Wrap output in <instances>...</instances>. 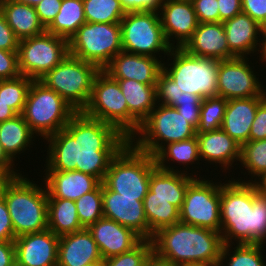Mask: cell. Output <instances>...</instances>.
I'll list each match as a JSON object with an SVG mask.
<instances>
[{
  "instance_id": "1",
  "label": "cell",
  "mask_w": 266,
  "mask_h": 266,
  "mask_svg": "<svg viewBox=\"0 0 266 266\" xmlns=\"http://www.w3.org/2000/svg\"><path fill=\"white\" fill-rule=\"evenodd\" d=\"M44 171H79L101 183L110 162L129 141L113 125L77 112L64 129L45 139Z\"/></svg>"
},
{
  "instance_id": "2",
  "label": "cell",
  "mask_w": 266,
  "mask_h": 266,
  "mask_svg": "<svg viewBox=\"0 0 266 266\" xmlns=\"http://www.w3.org/2000/svg\"><path fill=\"white\" fill-rule=\"evenodd\" d=\"M220 218L224 244H266V195L254 183L220 180Z\"/></svg>"
},
{
  "instance_id": "3",
  "label": "cell",
  "mask_w": 266,
  "mask_h": 266,
  "mask_svg": "<svg viewBox=\"0 0 266 266\" xmlns=\"http://www.w3.org/2000/svg\"><path fill=\"white\" fill-rule=\"evenodd\" d=\"M151 241L158 256L177 265L218 266L224 245L220 232L181 222L158 230Z\"/></svg>"
},
{
  "instance_id": "4",
  "label": "cell",
  "mask_w": 266,
  "mask_h": 266,
  "mask_svg": "<svg viewBox=\"0 0 266 266\" xmlns=\"http://www.w3.org/2000/svg\"><path fill=\"white\" fill-rule=\"evenodd\" d=\"M35 182L21 174L8 177L1 186L15 238L48 229V192L45 184Z\"/></svg>"
},
{
  "instance_id": "5",
  "label": "cell",
  "mask_w": 266,
  "mask_h": 266,
  "mask_svg": "<svg viewBox=\"0 0 266 266\" xmlns=\"http://www.w3.org/2000/svg\"><path fill=\"white\" fill-rule=\"evenodd\" d=\"M156 167L155 157L128 141L111 160L102 183L122 197H138L143 201Z\"/></svg>"
},
{
  "instance_id": "6",
  "label": "cell",
  "mask_w": 266,
  "mask_h": 266,
  "mask_svg": "<svg viewBox=\"0 0 266 266\" xmlns=\"http://www.w3.org/2000/svg\"><path fill=\"white\" fill-rule=\"evenodd\" d=\"M77 112L54 90L33 80L22 111L31 131L42 140L64 129Z\"/></svg>"
},
{
  "instance_id": "7",
  "label": "cell",
  "mask_w": 266,
  "mask_h": 266,
  "mask_svg": "<svg viewBox=\"0 0 266 266\" xmlns=\"http://www.w3.org/2000/svg\"><path fill=\"white\" fill-rule=\"evenodd\" d=\"M186 119L176 108L157 104L129 141L154 157L167 144L196 136Z\"/></svg>"
},
{
  "instance_id": "8",
  "label": "cell",
  "mask_w": 266,
  "mask_h": 266,
  "mask_svg": "<svg viewBox=\"0 0 266 266\" xmlns=\"http://www.w3.org/2000/svg\"><path fill=\"white\" fill-rule=\"evenodd\" d=\"M100 71L96 65L68 54L39 81L59 94L76 112H83L90 101L94 79Z\"/></svg>"
},
{
  "instance_id": "9",
  "label": "cell",
  "mask_w": 266,
  "mask_h": 266,
  "mask_svg": "<svg viewBox=\"0 0 266 266\" xmlns=\"http://www.w3.org/2000/svg\"><path fill=\"white\" fill-rule=\"evenodd\" d=\"M167 57L163 71L176 82L179 90L201 99L217 96L219 60L192 56L176 47L170 49Z\"/></svg>"
},
{
  "instance_id": "10",
  "label": "cell",
  "mask_w": 266,
  "mask_h": 266,
  "mask_svg": "<svg viewBox=\"0 0 266 266\" xmlns=\"http://www.w3.org/2000/svg\"><path fill=\"white\" fill-rule=\"evenodd\" d=\"M69 54L103 70L123 51L120 23H84L69 39Z\"/></svg>"
},
{
  "instance_id": "11",
  "label": "cell",
  "mask_w": 266,
  "mask_h": 266,
  "mask_svg": "<svg viewBox=\"0 0 266 266\" xmlns=\"http://www.w3.org/2000/svg\"><path fill=\"white\" fill-rule=\"evenodd\" d=\"M120 25L123 51L161 59L163 53L166 59L172 47L165 39L158 11L126 12Z\"/></svg>"
},
{
  "instance_id": "12",
  "label": "cell",
  "mask_w": 266,
  "mask_h": 266,
  "mask_svg": "<svg viewBox=\"0 0 266 266\" xmlns=\"http://www.w3.org/2000/svg\"><path fill=\"white\" fill-rule=\"evenodd\" d=\"M202 177L199 175L186 189L180 222L220 232V181Z\"/></svg>"
},
{
  "instance_id": "13",
  "label": "cell",
  "mask_w": 266,
  "mask_h": 266,
  "mask_svg": "<svg viewBox=\"0 0 266 266\" xmlns=\"http://www.w3.org/2000/svg\"><path fill=\"white\" fill-rule=\"evenodd\" d=\"M69 54L68 40L47 31L19 40L18 62L21 75L39 80Z\"/></svg>"
},
{
  "instance_id": "14",
  "label": "cell",
  "mask_w": 266,
  "mask_h": 266,
  "mask_svg": "<svg viewBox=\"0 0 266 266\" xmlns=\"http://www.w3.org/2000/svg\"><path fill=\"white\" fill-rule=\"evenodd\" d=\"M83 113L113 125L128 139V105L117 80L101 70L93 82L92 94Z\"/></svg>"
},
{
  "instance_id": "15",
  "label": "cell",
  "mask_w": 266,
  "mask_h": 266,
  "mask_svg": "<svg viewBox=\"0 0 266 266\" xmlns=\"http://www.w3.org/2000/svg\"><path fill=\"white\" fill-rule=\"evenodd\" d=\"M252 64L248 57L221 60L217 73V96L226 100L266 96V85H263V80L261 83Z\"/></svg>"
},
{
  "instance_id": "16",
  "label": "cell",
  "mask_w": 266,
  "mask_h": 266,
  "mask_svg": "<svg viewBox=\"0 0 266 266\" xmlns=\"http://www.w3.org/2000/svg\"><path fill=\"white\" fill-rule=\"evenodd\" d=\"M103 216L132 229L142 239L151 240L153 233L148 227L143 201L138 197H122L102 183Z\"/></svg>"
},
{
  "instance_id": "17",
  "label": "cell",
  "mask_w": 266,
  "mask_h": 266,
  "mask_svg": "<svg viewBox=\"0 0 266 266\" xmlns=\"http://www.w3.org/2000/svg\"><path fill=\"white\" fill-rule=\"evenodd\" d=\"M158 12L167 43L172 48H182L199 24L192 1L163 0Z\"/></svg>"
},
{
  "instance_id": "18",
  "label": "cell",
  "mask_w": 266,
  "mask_h": 266,
  "mask_svg": "<svg viewBox=\"0 0 266 266\" xmlns=\"http://www.w3.org/2000/svg\"><path fill=\"white\" fill-rule=\"evenodd\" d=\"M16 266H57L59 236L50 229L15 238Z\"/></svg>"
},
{
  "instance_id": "19",
  "label": "cell",
  "mask_w": 266,
  "mask_h": 266,
  "mask_svg": "<svg viewBox=\"0 0 266 266\" xmlns=\"http://www.w3.org/2000/svg\"><path fill=\"white\" fill-rule=\"evenodd\" d=\"M163 61L161 58L121 51L111 59L103 71L113 79H130L156 85L163 70Z\"/></svg>"
},
{
  "instance_id": "20",
  "label": "cell",
  "mask_w": 266,
  "mask_h": 266,
  "mask_svg": "<svg viewBox=\"0 0 266 266\" xmlns=\"http://www.w3.org/2000/svg\"><path fill=\"white\" fill-rule=\"evenodd\" d=\"M201 161L210 165L220 166V171L232 172L234 164L240 163L241 145L231 138L224 130L218 129L206 133H196ZM235 162V163H234ZM217 164V165H216Z\"/></svg>"
},
{
  "instance_id": "21",
  "label": "cell",
  "mask_w": 266,
  "mask_h": 266,
  "mask_svg": "<svg viewBox=\"0 0 266 266\" xmlns=\"http://www.w3.org/2000/svg\"><path fill=\"white\" fill-rule=\"evenodd\" d=\"M223 25L229 50L236 57H251L261 53L263 27L250 16L241 12L223 22Z\"/></svg>"
},
{
  "instance_id": "22",
  "label": "cell",
  "mask_w": 266,
  "mask_h": 266,
  "mask_svg": "<svg viewBox=\"0 0 266 266\" xmlns=\"http://www.w3.org/2000/svg\"><path fill=\"white\" fill-rule=\"evenodd\" d=\"M87 229L97 243L102 259L130 251L142 240L132 229L104 217Z\"/></svg>"
},
{
  "instance_id": "23",
  "label": "cell",
  "mask_w": 266,
  "mask_h": 266,
  "mask_svg": "<svg viewBox=\"0 0 266 266\" xmlns=\"http://www.w3.org/2000/svg\"><path fill=\"white\" fill-rule=\"evenodd\" d=\"M182 48L192 56L206 59L221 61L236 57L229 50L222 22L199 23Z\"/></svg>"
},
{
  "instance_id": "24",
  "label": "cell",
  "mask_w": 266,
  "mask_h": 266,
  "mask_svg": "<svg viewBox=\"0 0 266 266\" xmlns=\"http://www.w3.org/2000/svg\"><path fill=\"white\" fill-rule=\"evenodd\" d=\"M114 80L118 81L128 105V140H130L157 105L156 85H147L130 79Z\"/></svg>"
},
{
  "instance_id": "25",
  "label": "cell",
  "mask_w": 266,
  "mask_h": 266,
  "mask_svg": "<svg viewBox=\"0 0 266 266\" xmlns=\"http://www.w3.org/2000/svg\"><path fill=\"white\" fill-rule=\"evenodd\" d=\"M48 198L75 201L85 193L93 191L101 182L94 176L79 171H41ZM45 182V183H44Z\"/></svg>"
},
{
  "instance_id": "26",
  "label": "cell",
  "mask_w": 266,
  "mask_h": 266,
  "mask_svg": "<svg viewBox=\"0 0 266 266\" xmlns=\"http://www.w3.org/2000/svg\"><path fill=\"white\" fill-rule=\"evenodd\" d=\"M265 99L266 96H256L228 100L221 129L241 146L248 142L257 108Z\"/></svg>"
},
{
  "instance_id": "27",
  "label": "cell",
  "mask_w": 266,
  "mask_h": 266,
  "mask_svg": "<svg viewBox=\"0 0 266 266\" xmlns=\"http://www.w3.org/2000/svg\"><path fill=\"white\" fill-rule=\"evenodd\" d=\"M102 260L88 229L59 236L57 266H85Z\"/></svg>"
},
{
  "instance_id": "28",
  "label": "cell",
  "mask_w": 266,
  "mask_h": 266,
  "mask_svg": "<svg viewBox=\"0 0 266 266\" xmlns=\"http://www.w3.org/2000/svg\"><path fill=\"white\" fill-rule=\"evenodd\" d=\"M154 157L156 165L159 169L169 172H182L196 178L198 177V174H196L195 172L194 174L193 172L189 173L190 171H187L190 169L189 165L196 163L197 165L202 164L200 163L201 158L199 154L198 139L196 136L187 140L169 143L164 146ZM170 162L174 164H176L177 162L179 165L178 167L183 165L185 168H182L183 170L181 171L179 170L181 168H176L175 165L170 164ZM170 165H172L173 167Z\"/></svg>"
},
{
  "instance_id": "29",
  "label": "cell",
  "mask_w": 266,
  "mask_h": 266,
  "mask_svg": "<svg viewBox=\"0 0 266 266\" xmlns=\"http://www.w3.org/2000/svg\"><path fill=\"white\" fill-rule=\"evenodd\" d=\"M195 178L182 172H169L156 167L151 172L149 189L152 197L167 199L180 210L186 189Z\"/></svg>"
},
{
  "instance_id": "30",
  "label": "cell",
  "mask_w": 266,
  "mask_h": 266,
  "mask_svg": "<svg viewBox=\"0 0 266 266\" xmlns=\"http://www.w3.org/2000/svg\"><path fill=\"white\" fill-rule=\"evenodd\" d=\"M2 13L19 40L40 35L46 31L35 7L16 0H4Z\"/></svg>"
},
{
  "instance_id": "31",
  "label": "cell",
  "mask_w": 266,
  "mask_h": 266,
  "mask_svg": "<svg viewBox=\"0 0 266 266\" xmlns=\"http://www.w3.org/2000/svg\"><path fill=\"white\" fill-rule=\"evenodd\" d=\"M36 136L21 114L10 120L0 122V144L13 162L17 161L16 158L24 151L31 150L30 147L35 144L33 141L36 140Z\"/></svg>"
},
{
  "instance_id": "32",
  "label": "cell",
  "mask_w": 266,
  "mask_h": 266,
  "mask_svg": "<svg viewBox=\"0 0 266 266\" xmlns=\"http://www.w3.org/2000/svg\"><path fill=\"white\" fill-rule=\"evenodd\" d=\"M48 229L57 236L84 229L78 218L75 201L48 198Z\"/></svg>"
},
{
  "instance_id": "33",
  "label": "cell",
  "mask_w": 266,
  "mask_h": 266,
  "mask_svg": "<svg viewBox=\"0 0 266 266\" xmlns=\"http://www.w3.org/2000/svg\"><path fill=\"white\" fill-rule=\"evenodd\" d=\"M84 23L83 0H62L58 14L46 31L69 41Z\"/></svg>"
},
{
  "instance_id": "34",
  "label": "cell",
  "mask_w": 266,
  "mask_h": 266,
  "mask_svg": "<svg viewBox=\"0 0 266 266\" xmlns=\"http://www.w3.org/2000/svg\"><path fill=\"white\" fill-rule=\"evenodd\" d=\"M148 227L155 234L158 230L180 222V210L162 197H152L149 189L143 200Z\"/></svg>"
},
{
  "instance_id": "35",
  "label": "cell",
  "mask_w": 266,
  "mask_h": 266,
  "mask_svg": "<svg viewBox=\"0 0 266 266\" xmlns=\"http://www.w3.org/2000/svg\"><path fill=\"white\" fill-rule=\"evenodd\" d=\"M264 248V244H224L218 266H265Z\"/></svg>"
},
{
  "instance_id": "36",
  "label": "cell",
  "mask_w": 266,
  "mask_h": 266,
  "mask_svg": "<svg viewBox=\"0 0 266 266\" xmlns=\"http://www.w3.org/2000/svg\"><path fill=\"white\" fill-rule=\"evenodd\" d=\"M244 170L241 174L249 175V179L246 177L244 180L240 177L237 180L241 182L254 183L259 177L266 172V139L248 141L241 146V159L240 163ZM244 172V173H243ZM247 172V173H246ZM254 178V179H253Z\"/></svg>"
},
{
  "instance_id": "37",
  "label": "cell",
  "mask_w": 266,
  "mask_h": 266,
  "mask_svg": "<svg viewBox=\"0 0 266 266\" xmlns=\"http://www.w3.org/2000/svg\"><path fill=\"white\" fill-rule=\"evenodd\" d=\"M88 23H120L126 11L120 0H83Z\"/></svg>"
},
{
  "instance_id": "38",
  "label": "cell",
  "mask_w": 266,
  "mask_h": 266,
  "mask_svg": "<svg viewBox=\"0 0 266 266\" xmlns=\"http://www.w3.org/2000/svg\"><path fill=\"white\" fill-rule=\"evenodd\" d=\"M33 79L20 75L13 79L0 80V95L17 114H22L26 97Z\"/></svg>"
},
{
  "instance_id": "39",
  "label": "cell",
  "mask_w": 266,
  "mask_h": 266,
  "mask_svg": "<svg viewBox=\"0 0 266 266\" xmlns=\"http://www.w3.org/2000/svg\"><path fill=\"white\" fill-rule=\"evenodd\" d=\"M228 100L214 96L202 99L200 121L196 133H206L221 129Z\"/></svg>"
},
{
  "instance_id": "40",
  "label": "cell",
  "mask_w": 266,
  "mask_h": 266,
  "mask_svg": "<svg viewBox=\"0 0 266 266\" xmlns=\"http://www.w3.org/2000/svg\"><path fill=\"white\" fill-rule=\"evenodd\" d=\"M78 218L83 228H88L103 218L102 183L93 191L85 193L75 200Z\"/></svg>"
},
{
  "instance_id": "41",
  "label": "cell",
  "mask_w": 266,
  "mask_h": 266,
  "mask_svg": "<svg viewBox=\"0 0 266 266\" xmlns=\"http://www.w3.org/2000/svg\"><path fill=\"white\" fill-rule=\"evenodd\" d=\"M152 251V241L142 239L130 251L104 259L105 266H144L147 257Z\"/></svg>"
},
{
  "instance_id": "42",
  "label": "cell",
  "mask_w": 266,
  "mask_h": 266,
  "mask_svg": "<svg viewBox=\"0 0 266 266\" xmlns=\"http://www.w3.org/2000/svg\"><path fill=\"white\" fill-rule=\"evenodd\" d=\"M182 93L176 82L162 70L156 83L157 104L177 108V100Z\"/></svg>"
},
{
  "instance_id": "43",
  "label": "cell",
  "mask_w": 266,
  "mask_h": 266,
  "mask_svg": "<svg viewBox=\"0 0 266 266\" xmlns=\"http://www.w3.org/2000/svg\"><path fill=\"white\" fill-rule=\"evenodd\" d=\"M202 99L199 96L183 92L177 100V110L196 129L200 121Z\"/></svg>"
},
{
  "instance_id": "44",
  "label": "cell",
  "mask_w": 266,
  "mask_h": 266,
  "mask_svg": "<svg viewBox=\"0 0 266 266\" xmlns=\"http://www.w3.org/2000/svg\"><path fill=\"white\" fill-rule=\"evenodd\" d=\"M198 23L220 22L218 0H191Z\"/></svg>"
},
{
  "instance_id": "45",
  "label": "cell",
  "mask_w": 266,
  "mask_h": 266,
  "mask_svg": "<svg viewBox=\"0 0 266 266\" xmlns=\"http://www.w3.org/2000/svg\"><path fill=\"white\" fill-rule=\"evenodd\" d=\"M20 75L18 51L0 49V80L13 79Z\"/></svg>"
},
{
  "instance_id": "46",
  "label": "cell",
  "mask_w": 266,
  "mask_h": 266,
  "mask_svg": "<svg viewBox=\"0 0 266 266\" xmlns=\"http://www.w3.org/2000/svg\"><path fill=\"white\" fill-rule=\"evenodd\" d=\"M62 0H42L36 6L40 22L47 28L55 19L61 7Z\"/></svg>"
},
{
  "instance_id": "47",
  "label": "cell",
  "mask_w": 266,
  "mask_h": 266,
  "mask_svg": "<svg viewBox=\"0 0 266 266\" xmlns=\"http://www.w3.org/2000/svg\"><path fill=\"white\" fill-rule=\"evenodd\" d=\"M242 12L258 22L262 27L266 26V0H241Z\"/></svg>"
},
{
  "instance_id": "48",
  "label": "cell",
  "mask_w": 266,
  "mask_h": 266,
  "mask_svg": "<svg viewBox=\"0 0 266 266\" xmlns=\"http://www.w3.org/2000/svg\"><path fill=\"white\" fill-rule=\"evenodd\" d=\"M263 139H266V99L257 108L249 134V141Z\"/></svg>"
},
{
  "instance_id": "49",
  "label": "cell",
  "mask_w": 266,
  "mask_h": 266,
  "mask_svg": "<svg viewBox=\"0 0 266 266\" xmlns=\"http://www.w3.org/2000/svg\"><path fill=\"white\" fill-rule=\"evenodd\" d=\"M19 39L7 24L5 17L0 12V49L6 51H18Z\"/></svg>"
},
{
  "instance_id": "50",
  "label": "cell",
  "mask_w": 266,
  "mask_h": 266,
  "mask_svg": "<svg viewBox=\"0 0 266 266\" xmlns=\"http://www.w3.org/2000/svg\"><path fill=\"white\" fill-rule=\"evenodd\" d=\"M14 228L7 204L0 195V241L14 242Z\"/></svg>"
},
{
  "instance_id": "51",
  "label": "cell",
  "mask_w": 266,
  "mask_h": 266,
  "mask_svg": "<svg viewBox=\"0 0 266 266\" xmlns=\"http://www.w3.org/2000/svg\"><path fill=\"white\" fill-rule=\"evenodd\" d=\"M126 12L159 11L163 0H120Z\"/></svg>"
},
{
  "instance_id": "52",
  "label": "cell",
  "mask_w": 266,
  "mask_h": 266,
  "mask_svg": "<svg viewBox=\"0 0 266 266\" xmlns=\"http://www.w3.org/2000/svg\"><path fill=\"white\" fill-rule=\"evenodd\" d=\"M220 22H225L242 12L241 0H218Z\"/></svg>"
},
{
  "instance_id": "53",
  "label": "cell",
  "mask_w": 266,
  "mask_h": 266,
  "mask_svg": "<svg viewBox=\"0 0 266 266\" xmlns=\"http://www.w3.org/2000/svg\"><path fill=\"white\" fill-rule=\"evenodd\" d=\"M15 264L14 242L0 241V266H14Z\"/></svg>"
},
{
  "instance_id": "54",
  "label": "cell",
  "mask_w": 266,
  "mask_h": 266,
  "mask_svg": "<svg viewBox=\"0 0 266 266\" xmlns=\"http://www.w3.org/2000/svg\"><path fill=\"white\" fill-rule=\"evenodd\" d=\"M15 162H13L3 151L0 144V170L4 172L8 177H16L21 175V171L14 168ZM20 171V172H19Z\"/></svg>"
},
{
  "instance_id": "55",
  "label": "cell",
  "mask_w": 266,
  "mask_h": 266,
  "mask_svg": "<svg viewBox=\"0 0 266 266\" xmlns=\"http://www.w3.org/2000/svg\"><path fill=\"white\" fill-rule=\"evenodd\" d=\"M144 266H178L170 260L158 256L154 251L147 257Z\"/></svg>"
},
{
  "instance_id": "56",
  "label": "cell",
  "mask_w": 266,
  "mask_h": 266,
  "mask_svg": "<svg viewBox=\"0 0 266 266\" xmlns=\"http://www.w3.org/2000/svg\"><path fill=\"white\" fill-rule=\"evenodd\" d=\"M17 114L8 106V104L1 98L0 95V122L10 120Z\"/></svg>"
},
{
  "instance_id": "57",
  "label": "cell",
  "mask_w": 266,
  "mask_h": 266,
  "mask_svg": "<svg viewBox=\"0 0 266 266\" xmlns=\"http://www.w3.org/2000/svg\"><path fill=\"white\" fill-rule=\"evenodd\" d=\"M254 184L256 185L258 191L264 195H266V172L259 177Z\"/></svg>"
},
{
  "instance_id": "58",
  "label": "cell",
  "mask_w": 266,
  "mask_h": 266,
  "mask_svg": "<svg viewBox=\"0 0 266 266\" xmlns=\"http://www.w3.org/2000/svg\"><path fill=\"white\" fill-rule=\"evenodd\" d=\"M261 55L259 56V61L261 62V65H263L262 63L265 62L266 64V26L263 27V42H262V49H261ZM266 67V65H265Z\"/></svg>"
},
{
  "instance_id": "59",
  "label": "cell",
  "mask_w": 266,
  "mask_h": 266,
  "mask_svg": "<svg viewBox=\"0 0 266 266\" xmlns=\"http://www.w3.org/2000/svg\"><path fill=\"white\" fill-rule=\"evenodd\" d=\"M16 1L35 7L42 0H16Z\"/></svg>"
},
{
  "instance_id": "60",
  "label": "cell",
  "mask_w": 266,
  "mask_h": 266,
  "mask_svg": "<svg viewBox=\"0 0 266 266\" xmlns=\"http://www.w3.org/2000/svg\"><path fill=\"white\" fill-rule=\"evenodd\" d=\"M85 266H105V261H104V259H102V260L87 264Z\"/></svg>"
},
{
  "instance_id": "61",
  "label": "cell",
  "mask_w": 266,
  "mask_h": 266,
  "mask_svg": "<svg viewBox=\"0 0 266 266\" xmlns=\"http://www.w3.org/2000/svg\"><path fill=\"white\" fill-rule=\"evenodd\" d=\"M8 178V176L0 170V189L3 184V182Z\"/></svg>"
},
{
  "instance_id": "62",
  "label": "cell",
  "mask_w": 266,
  "mask_h": 266,
  "mask_svg": "<svg viewBox=\"0 0 266 266\" xmlns=\"http://www.w3.org/2000/svg\"><path fill=\"white\" fill-rule=\"evenodd\" d=\"M178 266H210L208 264H202V263H189V264H182Z\"/></svg>"
},
{
  "instance_id": "63",
  "label": "cell",
  "mask_w": 266,
  "mask_h": 266,
  "mask_svg": "<svg viewBox=\"0 0 266 266\" xmlns=\"http://www.w3.org/2000/svg\"><path fill=\"white\" fill-rule=\"evenodd\" d=\"M3 4H4V0H0V12H2Z\"/></svg>"
}]
</instances>
